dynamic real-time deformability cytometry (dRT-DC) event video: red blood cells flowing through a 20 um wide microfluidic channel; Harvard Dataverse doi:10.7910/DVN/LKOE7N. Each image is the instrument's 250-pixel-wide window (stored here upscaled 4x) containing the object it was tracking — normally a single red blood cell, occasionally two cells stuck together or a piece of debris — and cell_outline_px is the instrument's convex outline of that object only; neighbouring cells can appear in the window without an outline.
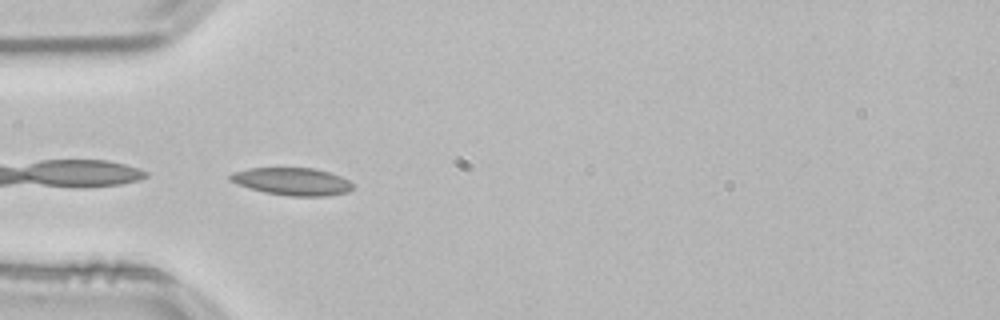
{"species": "common noctule bat (a hibernating species)", "species_latin": "Nyctalus noctula", "temperature_condition": "room temperature", "stored_images_in_passage": 23, "camera_frame_rate_fps": 3000, "um_per_image_px": 0.085, "animal": {"sex": "male", "body_mass_g": 21.5, "forearm_length_mm": 52.0}, "frame": {"image": 1, "passage_image": 1, "time_ms": 0.0, "image_size_px": [1000, 320], "cell_outline_px": [[356, 184], [348, 192], [328, 196], [288, 196], [264, 192], [236, 184], [228, 180], [228, 176], [232, 172], [248, 168], [312, 168], [328, 172], [340, 176]], "centroid_in_image_um": [24.82, 15.43], "position_along_channel_um": 60.2, "area_um2": 19.83}}
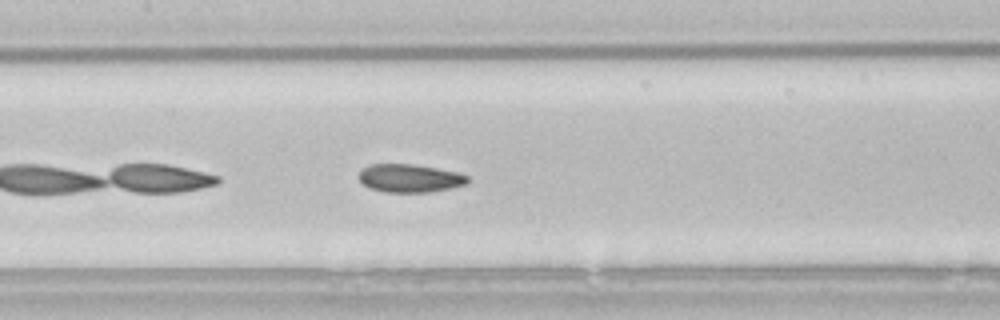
{"frame": {"image": 2, "passage_image": 10, "time_ms": 3.0, "image_size_px": [1000, 320], "cell_outline_px": [[468, 184], [452, 188], [428, 192], [384, 192], [368, 188], [360, 180], [360, 172], [364, 168], [372, 164], [416, 164], [456, 172], [468, 176]], "centroid_in_image_um": [34.85, 15.15], "position_along_channel_um": 172.5, "area_um2": 17.8}}
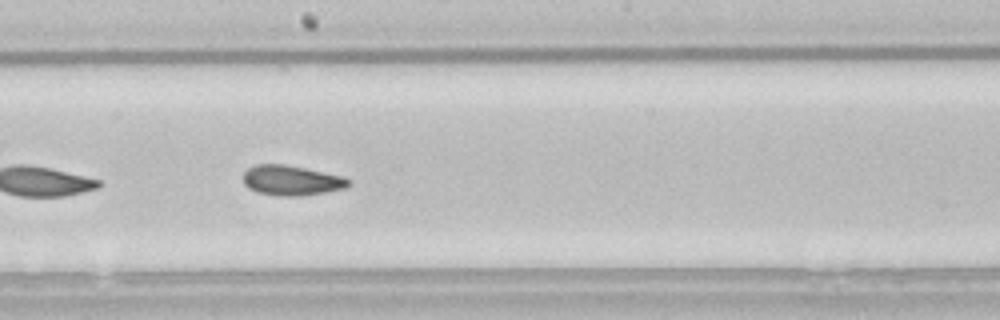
{"frame": {"image": 3, "passage_image": 14, "time_ms": 4.333, "image_size_px": [1000, 320], "cell_outline_px": [[352, 184], [344, 188], [324, 192], [300, 196], [280, 196], [260, 192], [248, 188], [244, 184], [244, 172], [248, 168], [256, 164], [284, 164], [344, 176], [352, 180]], "centroid_in_image_um": [24.8, 15.33], "position_along_channel_um": 223.4, "area_um2": 18.38}}